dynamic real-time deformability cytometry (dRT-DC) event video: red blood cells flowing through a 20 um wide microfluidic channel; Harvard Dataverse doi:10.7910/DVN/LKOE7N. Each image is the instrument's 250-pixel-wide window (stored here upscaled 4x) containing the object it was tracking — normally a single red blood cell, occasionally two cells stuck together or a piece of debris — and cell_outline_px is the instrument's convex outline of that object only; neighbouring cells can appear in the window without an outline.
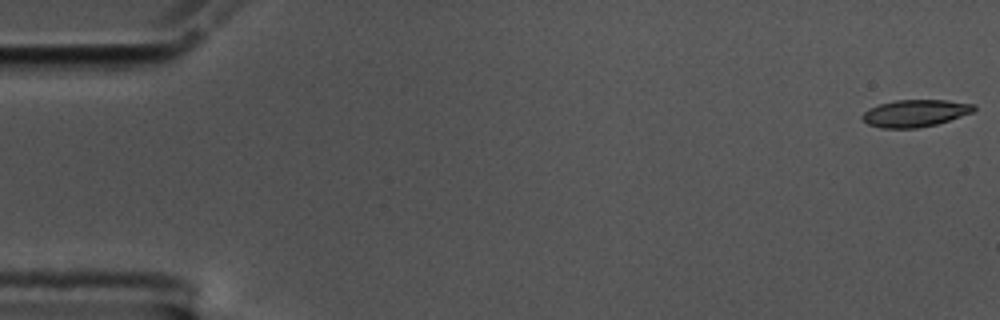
{"species": "common noctule bat (a hibernating species)", "species_latin": "Nyctalus noctula", "temperature_condition": "cold", "stored_images_in_passage": 57, "camera_frame_rate_fps": 3000, "um_per_image_px": 0.085, "animal": {"sex": "male", "body_mass_g": 17.5, "forearm_length_mm": 52.3}, "frame": {"image": 1, "passage_image": 1, "time_ms": 0.0, "image_size_px": [1000, 320], "cell_outline_px": [[976, 108], [972, 112], [936, 124], [916, 128], [880, 128], [868, 124], [860, 116], [868, 108], [880, 104], [896, 100], [944, 100], [976, 104]], "centroid_in_image_um": [77.76, 9.62], "position_along_channel_um": 7.2, "area_um2": 17.51}}
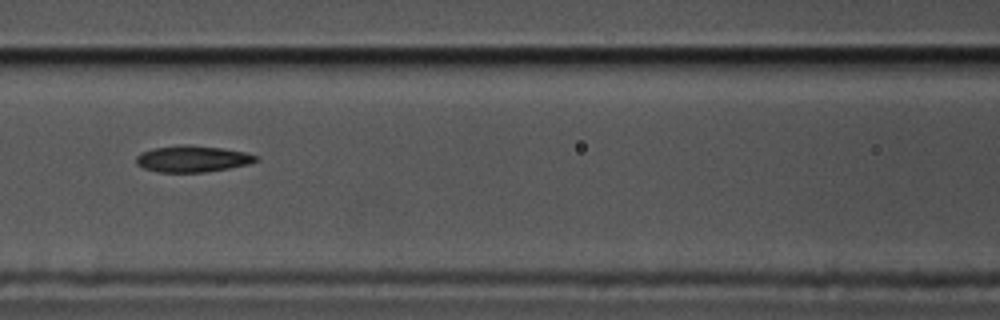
{"frame": {"image": 2, "passage_image": 25, "time_ms": 8.0, "image_size_px": [1000, 320], "cell_outline_px": [[260, 160], [248, 164], [228, 168], [204, 172], [160, 172], [144, 168], [136, 164], [136, 156], [140, 152], [152, 148], [180, 144], [188, 144], [220, 148], [244, 152], [260, 156]], "centroid_in_image_um": [16.34, 13.49], "position_along_channel_um": 150.3, "area_um2": 18.55}}
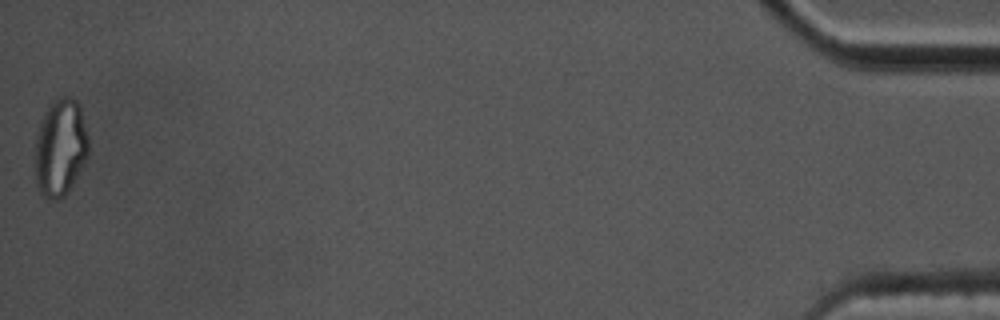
{"frame": {"image": 3, "passage_image": 57, "time_ms": 18.667, "image_size_px": [1000, 320], "cell_outline_px": [[88, 156], [84, 164], [72, 184], [64, 196], [56, 200], [48, 200], [40, 196], [36, 184], [32, 164], [36, 136], [40, 120], [48, 104], [52, 100], [60, 96], [68, 96], [76, 100], [80, 104], [88, 140]], "centroid_in_image_um": [5.07, 12.56], "position_along_channel_um": 430.1, "area_um2": 31.33}, "authors_computed_cell_mechanics": {"area_um2": 18.5538, "velocity_mm_per_s": 3.5332, "shape_relaxation_time_tau1_ms": null, "shape_relaxation_time_tau2_ms": 8.1889, "deformation_change_tau1": null, "deformation_change_tau2": 0.1636}}